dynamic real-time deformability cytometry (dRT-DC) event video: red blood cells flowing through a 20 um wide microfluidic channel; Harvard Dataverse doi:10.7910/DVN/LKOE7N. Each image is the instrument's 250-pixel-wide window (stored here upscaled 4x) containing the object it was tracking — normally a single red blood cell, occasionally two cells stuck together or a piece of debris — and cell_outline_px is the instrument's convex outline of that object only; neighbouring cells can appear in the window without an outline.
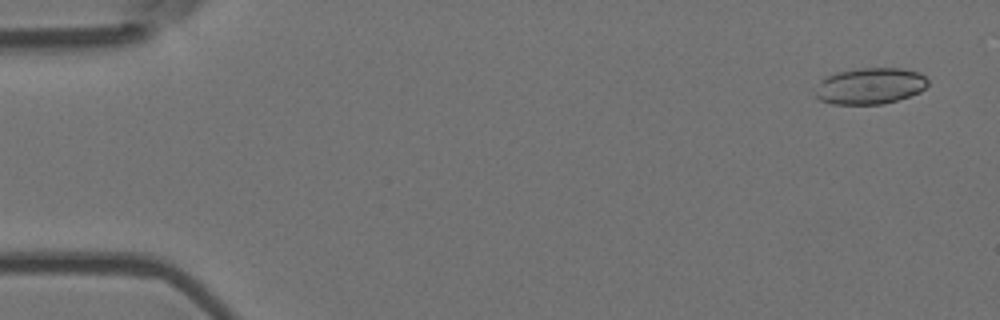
{"species": "Egyptian fruit bat (a non-hibernating species)", "species_latin": "Rousettus aegyptiacus", "temperature_condition": "room temperature", "stored_images_in_passage": 6, "camera_frame_rate_fps": 3000, "um_per_image_px": 0.085, "animal": {"sex": "female"}, "frame": {"image": 1, "passage_image": 1, "time_ms": 0.0, "image_size_px": [1000, 320], "cell_outline_px": [[928, 84], [920, 92], [884, 104], [832, 104], [820, 100], [816, 96], [816, 92], [820, 80], [836, 72], [860, 68], [900, 68], [920, 72], [928, 80]], "centroid_in_image_um": [73.97, 7.3], "position_along_channel_um": 11.0, "area_um2": 23.76}}
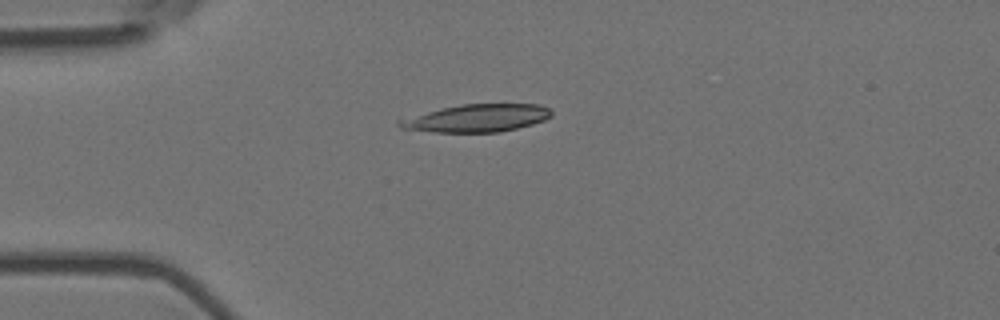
{"frame": {"image": 2, "passage_image": 4, "time_ms": 1.0, "image_size_px": [1000, 320], "cell_outline_px": [[552, 116], [544, 120], [532, 124], [500, 132], [432, 132], [400, 128], [396, 124], [396, 120], [460, 104], [540, 104], [548, 108], [552, 112]], "centroid_in_image_um": [40.54, 10.04], "position_along_channel_um": 44.5, "area_um2": 24.33}}
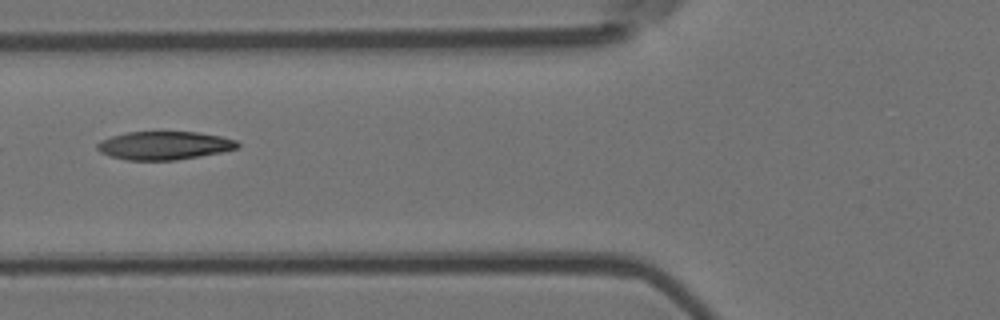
{"frame": {"image": 3, "passage_image": 6, "time_ms": 1.667, "image_size_px": [1000, 320], "cell_outline_px": [[240, 148], [220, 152], [176, 160], [128, 160], [108, 156], [100, 152], [96, 148], [96, 144], [100, 140], [124, 132], [196, 132], [220, 136], [236, 140], [240, 144]], "centroid_in_image_um": [13.93, 12.36], "position_along_channel_um": 111.9, "area_um2": 23.18}}